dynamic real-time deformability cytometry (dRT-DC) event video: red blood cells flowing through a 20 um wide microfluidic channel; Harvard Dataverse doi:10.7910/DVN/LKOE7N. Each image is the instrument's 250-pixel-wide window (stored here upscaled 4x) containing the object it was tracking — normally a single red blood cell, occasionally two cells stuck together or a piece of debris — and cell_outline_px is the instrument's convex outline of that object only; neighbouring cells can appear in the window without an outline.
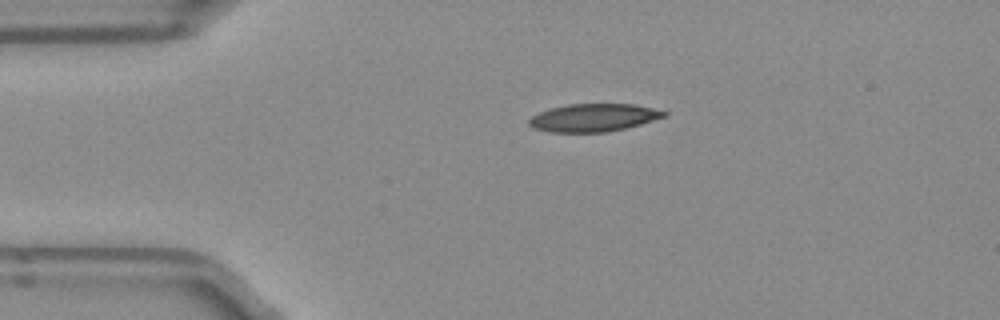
{"species": "Egyptian fruit bat (a non-hibernating species)", "species_latin": "Rousettus aegyptiacus", "temperature_condition": "room temperature", "stored_images_in_passage": 3, "camera_frame_rate_fps": 3000, "um_per_image_px": 0.085, "frame": {"image": 1, "passage_image": 3, "time_ms": 0.667, "image_size_px": [1000, 320], "cell_outline_px": [[668, 116], [640, 124], [608, 132], [548, 132], [532, 128], [528, 124], [528, 120], [532, 116], [548, 108], [568, 104], [632, 104], [652, 108], [668, 112]], "centroid_in_image_um": [50.42, 10.0], "position_along_channel_um": 34.6, "area_um2": 21.96}}